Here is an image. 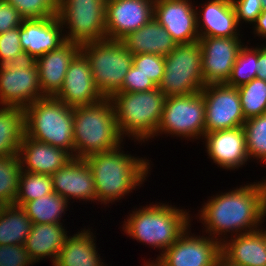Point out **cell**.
I'll use <instances>...</instances> for the list:
<instances>
[{
    "instance_id": "6da1fadb",
    "label": "cell",
    "mask_w": 266,
    "mask_h": 266,
    "mask_svg": "<svg viewBox=\"0 0 266 266\" xmlns=\"http://www.w3.org/2000/svg\"><path fill=\"white\" fill-rule=\"evenodd\" d=\"M204 205L199 219L211 238L223 243L219 235L227 232L239 235L256 231L266 216V180L219 194Z\"/></svg>"
},
{
    "instance_id": "7a4b0ae2",
    "label": "cell",
    "mask_w": 266,
    "mask_h": 266,
    "mask_svg": "<svg viewBox=\"0 0 266 266\" xmlns=\"http://www.w3.org/2000/svg\"><path fill=\"white\" fill-rule=\"evenodd\" d=\"M121 151L120 145L112 151L94 153L84 158L91 169L97 201L101 204L124 198L136 186L143 184L149 172V160L134 158Z\"/></svg>"
},
{
    "instance_id": "3957f363",
    "label": "cell",
    "mask_w": 266,
    "mask_h": 266,
    "mask_svg": "<svg viewBox=\"0 0 266 266\" xmlns=\"http://www.w3.org/2000/svg\"><path fill=\"white\" fill-rule=\"evenodd\" d=\"M74 157L109 152L120 146V136L113 105L109 98L73 108Z\"/></svg>"
},
{
    "instance_id": "277c9868",
    "label": "cell",
    "mask_w": 266,
    "mask_h": 266,
    "mask_svg": "<svg viewBox=\"0 0 266 266\" xmlns=\"http://www.w3.org/2000/svg\"><path fill=\"white\" fill-rule=\"evenodd\" d=\"M120 136L145 142L157 136L166 96L158 88L143 92H117L110 98Z\"/></svg>"
},
{
    "instance_id": "5b68a950",
    "label": "cell",
    "mask_w": 266,
    "mask_h": 266,
    "mask_svg": "<svg viewBox=\"0 0 266 266\" xmlns=\"http://www.w3.org/2000/svg\"><path fill=\"white\" fill-rule=\"evenodd\" d=\"M132 213L124 221L125 233L139 242L161 249L160 255L191 225L186 210L164 203L146 205Z\"/></svg>"
},
{
    "instance_id": "8992f818",
    "label": "cell",
    "mask_w": 266,
    "mask_h": 266,
    "mask_svg": "<svg viewBox=\"0 0 266 266\" xmlns=\"http://www.w3.org/2000/svg\"><path fill=\"white\" fill-rule=\"evenodd\" d=\"M24 111L28 137L63 148L74 157L73 108L55 96H44Z\"/></svg>"
},
{
    "instance_id": "52a82bcc",
    "label": "cell",
    "mask_w": 266,
    "mask_h": 266,
    "mask_svg": "<svg viewBox=\"0 0 266 266\" xmlns=\"http://www.w3.org/2000/svg\"><path fill=\"white\" fill-rule=\"evenodd\" d=\"M89 61L92 77L104 98H110L123 85L124 78L133 65V54L122 41L101 40L81 46Z\"/></svg>"
},
{
    "instance_id": "ba28073f",
    "label": "cell",
    "mask_w": 266,
    "mask_h": 266,
    "mask_svg": "<svg viewBox=\"0 0 266 266\" xmlns=\"http://www.w3.org/2000/svg\"><path fill=\"white\" fill-rule=\"evenodd\" d=\"M164 59V74L157 88L166 97L201 92L205 85L199 41L176 45Z\"/></svg>"
},
{
    "instance_id": "9c48e42d",
    "label": "cell",
    "mask_w": 266,
    "mask_h": 266,
    "mask_svg": "<svg viewBox=\"0 0 266 266\" xmlns=\"http://www.w3.org/2000/svg\"><path fill=\"white\" fill-rule=\"evenodd\" d=\"M106 0H59L57 16L67 25L65 39L77 45L106 40Z\"/></svg>"
},
{
    "instance_id": "30bf717a",
    "label": "cell",
    "mask_w": 266,
    "mask_h": 266,
    "mask_svg": "<svg viewBox=\"0 0 266 266\" xmlns=\"http://www.w3.org/2000/svg\"><path fill=\"white\" fill-rule=\"evenodd\" d=\"M158 133L183 138L205 135V99L202 92L185 96L166 97Z\"/></svg>"
},
{
    "instance_id": "8fae6325",
    "label": "cell",
    "mask_w": 266,
    "mask_h": 266,
    "mask_svg": "<svg viewBox=\"0 0 266 266\" xmlns=\"http://www.w3.org/2000/svg\"><path fill=\"white\" fill-rule=\"evenodd\" d=\"M42 97L34 60L25 59L0 66V105L25 109Z\"/></svg>"
},
{
    "instance_id": "7c38bea8",
    "label": "cell",
    "mask_w": 266,
    "mask_h": 266,
    "mask_svg": "<svg viewBox=\"0 0 266 266\" xmlns=\"http://www.w3.org/2000/svg\"><path fill=\"white\" fill-rule=\"evenodd\" d=\"M205 133L243 127L246 121L237 87L223 84L205 85Z\"/></svg>"
},
{
    "instance_id": "4fadbf2b",
    "label": "cell",
    "mask_w": 266,
    "mask_h": 266,
    "mask_svg": "<svg viewBox=\"0 0 266 266\" xmlns=\"http://www.w3.org/2000/svg\"><path fill=\"white\" fill-rule=\"evenodd\" d=\"M188 231L187 228L155 262H151L157 266H215L221 257L222 242L210 236H189Z\"/></svg>"
},
{
    "instance_id": "5bb4252c",
    "label": "cell",
    "mask_w": 266,
    "mask_h": 266,
    "mask_svg": "<svg viewBox=\"0 0 266 266\" xmlns=\"http://www.w3.org/2000/svg\"><path fill=\"white\" fill-rule=\"evenodd\" d=\"M204 85L226 83L243 43L239 37H201ZM242 43V44H241Z\"/></svg>"
},
{
    "instance_id": "9a60e30c",
    "label": "cell",
    "mask_w": 266,
    "mask_h": 266,
    "mask_svg": "<svg viewBox=\"0 0 266 266\" xmlns=\"http://www.w3.org/2000/svg\"><path fill=\"white\" fill-rule=\"evenodd\" d=\"M153 15L154 0H106V38L121 41Z\"/></svg>"
},
{
    "instance_id": "2e32d148",
    "label": "cell",
    "mask_w": 266,
    "mask_h": 266,
    "mask_svg": "<svg viewBox=\"0 0 266 266\" xmlns=\"http://www.w3.org/2000/svg\"><path fill=\"white\" fill-rule=\"evenodd\" d=\"M190 0H154L153 17L177 44L199 41L197 9Z\"/></svg>"
},
{
    "instance_id": "e0dca14e",
    "label": "cell",
    "mask_w": 266,
    "mask_h": 266,
    "mask_svg": "<svg viewBox=\"0 0 266 266\" xmlns=\"http://www.w3.org/2000/svg\"><path fill=\"white\" fill-rule=\"evenodd\" d=\"M55 97L71 108L97 103L104 98L95 85L89 61L81 51L71 61L63 86Z\"/></svg>"
},
{
    "instance_id": "ac0fdd59",
    "label": "cell",
    "mask_w": 266,
    "mask_h": 266,
    "mask_svg": "<svg viewBox=\"0 0 266 266\" xmlns=\"http://www.w3.org/2000/svg\"><path fill=\"white\" fill-rule=\"evenodd\" d=\"M63 25L58 16L40 19H23L20 26V43L27 59L36 60L60 45L65 39Z\"/></svg>"
},
{
    "instance_id": "d6986e66",
    "label": "cell",
    "mask_w": 266,
    "mask_h": 266,
    "mask_svg": "<svg viewBox=\"0 0 266 266\" xmlns=\"http://www.w3.org/2000/svg\"><path fill=\"white\" fill-rule=\"evenodd\" d=\"M53 190L67 201L72 198L97 200L95 182L85 159L73 157L51 175Z\"/></svg>"
},
{
    "instance_id": "ffe728a7",
    "label": "cell",
    "mask_w": 266,
    "mask_h": 266,
    "mask_svg": "<svg viewBox=\"0 0 266 266\" xmlns=\"http://www.w3.org/2000/svg\"><path fill=\"white\" fill-rule=\"evenodd\" d=\"M203 137L209 157L220 167L235 170L249 160L243 127L213 131Z\"/></svg>"
},
{
    "instance_id": "44dd1931",
    "label": "cell",
    "mask_w": 266,
    "mask_h": 266,
    "mask_svg": "<svg viewBox=\"0 0 266 266\" xmlns=\"http://www.w3.org/2000/svg\"><path fill=\"white\" fill-rule=\"evenodd\" d=\"M81 46L65 41L58 48L38 57L39 84L44 96H55L62 88L67 69Z\"/></svg>"
},
{
    "instance_id": "7402d4cb",
    "label": "cell",
    "mask_w": 266,
    "mask_h": 266,
    "mask_svg": "<svg viewBox=\"0 0 266 266\" xmlns=\"http://www.w3.org/2000/svg\"><path fill=\"white\" fill-rule=\"evenodd\" d=\"M18 157L22 171L46 175H52L73 158L63 148L36 141L26 134L20 143Z\"/></svg>"
},
{
    "instance_id": "603a6c76",
    "label": "cell",
    "mask_w": 266,
    "mask_h": 266,
    "mask_svg": "<svg viewBox=\"0 0 266 266\" xmlns=\"http://www.w3.org/2000/svg\"><path fill=\"white\" fill-rule=\"evenodd\" d=\"M199 13L197 12L199 38L239 37L237 16L232 0H211L203 6L202 14Z\"/></svg>"
},
{
    "instance_id": "cb8c5ba5",
    "label": "cell",
    "mask_w": 266,
    "mask_h": 266,
    "mask_svg": "<svg viewBox=\"0 0 266 266\" xmlns=\"http://www.w3.org/2000/svg\"><path fill=\"white\" fill-rule=\"evenodd\" d=\"M221 243V256L234 266H266L263 228L239 235L233 234ZM225 242V243H224Z\"/></svg>"
},
{
    "instance_id": "d4e9b609",
    "label": "cell",
    "mask_w": 266,
    "mask_h": 266,
    "mask_svg": "<svg viewBox=\"0 0 266 266\" xmlns=\"http://www.w3.org/2000/svg\"><path fill=\"white\" fill-rule=\"evenodd\" d=\"M121 41L133 55L151 53L165 57L177 45L154 17L138 30L129 33Z\"/></svg>"
},
{
    "instance_id": "484cf974",
    "label": "cell",
    "mask_w": 266,
    "mask_h": 266,
    "mask_svg": "<svg viewBox=\"0 0 266 266\" xmlns=\"http://www.w3.org/2000/svg\"><path fill=\"white\" fill-rule=\"evenodd\" d=\"M67 237L62 224H33L24 247L34 263L48 256L54 264Z\"/></svg>"
},
{
    "instance_id": "4316f807",
    "label": "cell",
    "mask_w": 266,
    "mask_h": 266,
    "mask_svg": "<svg viewBox=\"0 0 266 266\" xmlns=\"http://www.w3.org/2000/svg\"><path fill=\"white\" fill-rule=\"evenodd\" d=\"M84 230L68 236L53 266H104L96 251L93 233ZM99 256V257H98Z\"/></svg>"
},
{
    "instance_id": "83f0119b",
    "label": "cell",
    "mask_w": 266,
    "mask_h": 266,
    "mask_svg": "<svg viewBox=\"0 0 266 266\" xmlns=\"http://www.w3.org/2000/svg\"><path fill=\"white\" fill-rule=\"evenodd\" d=\"M0 108V156L18 154L25 135V111L23 108Z\"/></svg>"
},
{
    "instance_id": "f1b7e54d",
    "label": "cell",
    "mask_w": 266,
    "mask_h": 266,
    "mask_svg": "<svg viewBox=\"0 0 266 266\" xmlns=\"http://www.w3.org/2000/svg\"><path fill=\"white\" fill-rule=\"evenodd\" d=\"M32 226L21 206L7 205L0 214V245H24Z\"/></svg>"
},
{
    "instance_id": "f546056e",
    "label": "cell",
    "mask_w": 266,
    "mask_h": 266,
    "mask_svg": "<svg viewBox=\"0 0 266 266\" xmlns=\"http://www.w3.org/2000/svg\"><path fill=\"white\" fill-rule=\"evenodd\" d=\"M68 202L59 194L52 192L36 200L26 202L22 208L33 224H62L60 219L62 213L68 208Z\"/></svg>"
},
{
    "instance_id": "4dcf8cb0",
    "label": "cell",
    "mask_w": 266,
    "mask_h": 266,
    "mask_svg": "<svg viewBox=\"0 0 266 266\" xmlns=\"http://www.w3.org/2000/svg\"><path fill=\"white\" fill-rule=\"evenodd\" d=\"M21 172L18 154L0 156V199L7 205L15 203Z\"/></svg>"
},
{
    "instance_id": "1f68e13d",
    "label": "cell",
    "mask_w": 266,
    "mask_h": 266,
    "mask_svg": "<svg viewBox=\"0 0 266 266\" xmlns=\"http://www.w3.org/2000/svg\"><path fill=\"white\" fill-rule=\"evenodd\" d=\"M242 113L250 119L266 113V82L254 78L238 87Z\"/></svg>"
},
{
    "instance_id": "d6a6232c",
    "label": "cell",
    "mask_w": 266,
    "mask_h": 266,
    "mask_svg": "<svg viewBox=\"0 0 266 266\" xmlns=\"http://www.w3.org/2000/svg\"><path fill=\"white\" fill-rule=\"evenodd\" d=\"M54 192L51 175L22 171L15 205L23 206L26 202Z\"/></svg>"
},
{
    "instance_id": "836d02e7",
    "label": "cell",
    "mask_w": 266,
    "mask_h": 266,
    "mask_svg": "<svg viewBox=\"0 0 266 266\" xmlns=\"http://www.w3.org/2000/svg\"><path fill=\"white\" fill-rule=\"evenodd\" d=\"M243 128L246 136V149L251 157L266 162V113L247 119Z\"/></svg>"
},
{
    "instance_id": "e575fe53",
    "label": "cell",
    "mask_w": 266,
    "mask_h": 266,
    "mask_svg": "<svg viewBox=\"0 0 266 266\" xmlns=\"http://www.w3.org/2000/svg\"><path fill=\"white\" fill-rule=\"evenodd\" d=\"M257 67L258 47L254 49L243 45L226 84L238 88L239 86L250 82L257 76Z\"/></svg>"
},
{
    "instance_id": "d590c367",
    "label": "cell",
    "mask_w": 266,
    "mask_h": 266,
    "mask_svg": "<svg viewBox=\"0 0 266 266\" xmlns=\"http://www.w3.org/2000/svg\"><path fill=\"white\" fill-rule=\"evenodd\" d=\"M12 4L23 19L57 16L59 0H4Z\"/></svg>"
},
{
    "instance_id": "8d00e7d4",
    "label": "cell",
    "mask_w": 266,
    "mask_h": 266,
    "mask_svg": "<svg viewBox=\"0 0 266 266\" xmlns=\"http://www.w3.org/2000/svg\"><path fill=\"white\" fill-rule=\"evenodd\" d=\"M26 55L20 43V27L0 35V66L25 60Z\"/></svg>"
},
{
    "instance_id": "74e56055",
    "label": "cell",
    "mask_w": 266,
    "mask_h": 266,
    "mask_svg": "<svg viewBox=\"0 0 266 266\" xmlns=\"http://www.w3.org/2000/svg\"><path fill=\"white\" fill-rule=\"evenodd\" d=\"M164 56L144 53L133 55V66L158 85L164 74Z\"/></svg>"
},
{
    "instance_id": "f35d334b",
    "label": "cell",
    "mask_w": 266,
    "mask_h": 266,
    "mask_svg": "<svg viewBox=\"0 0 266 266\" xmlns=\"http://www.w3.org/2000/svg\"><path fill=\"white\" fill-rule=\"evenodd\" d=\"M33 263L24 245H0V266H28Z\"/></svg>"
},
{
    "instance_id": "ab89813d",
    "label": "cell",
    "mask_w": 266,
    "mask_h": 266,
    "mask_svg": "<svg viewBox=\"0 0 266 266\" xmlns=\"http://www.w3.org/2000/svg\"><path fill=\"white\" fill-rule=\"evenodd\" d=\"M157 88L153 80L143 75L139 70L132 65L126 77L124 78L123 85L118 92H143Z\"/></svg>"
},
{
    "instance_id": "60d3db41",
    "label": "cell",
    "mask_w": 266,
    "mask_h": 266,
    "mask_svg": "<svg viewBox=\"0 0 266 266\" xmlns=\"http://www.w3.org/2000/svg\"><path fill=\"white\" fill-rule=\"evenodd\" d=\"M238 25L240 21L254 23L263 10L261 0H232Z\"/></svg>"
},
{
    "instance_id": "b9f144b4",
    "label": "cell",
    "mask_w": 266,
    "mask_h": 266,
    "mask_svg": "<svg viewBox=\"0 0 266 266\" xmlns=\"http://www.w3.org/2000/svg\"><path fill=\"white\" fill-rule=\"evenodd\" d=\"M22 20L23 18L12 4L0 0V35L8 30L20 27Z\"/></svg>"
},
{
    "instance_id": "7bdbcfd3",
    "label": "cell",
    "mask_w": 266,
    "mask_h": 266,
    "mask_svg": "<svg viewBox=\"0 0 266 266\" xmlns=\"http://www.w3.org/2000/svg\"><path fill=\"white\" fill-rule=\"evenodd\" d=\"M258 48V67L256 78L262 79L266 82V46L262 45Z\"/></svg>"
},
{
    "instance_id": "ee69618b",
    "label": "cell",
    "mask_w": 266,
    "mask_h": 266,
    "mask_svg": "<svg viewBox=\"0 0 266 266\" xmlns=\"http://www.w3.org/2000/svg\"><path fill=\"white\" fill-rule=\"evenodd\" d=\"M254 24H256L254 28V32L256 33L254 34L265 37L266 39V9L262 10L260 15L256 18V21L254 22Z\"/></svg>"
},
{
    "instance_id": "f6af8a7d",
    "label": "cell",
    "mask_w": 266,
    "mask_h": 266,
    "mask_svg": "<svg viewBox=\"0 0 266 266\" xmlns=\"http://www.w3.org/2000/svg\"><path fill=\"white\" fill-rule=\"evenodd\" d=\"M215 266H234L230 264L227 260H225L222 256L218 259Z\"/></svg>"
},
{
    "instance_id": "bcb514c9",
    "label": "cell",
    "mask_w": 266,
    "mask_h": 266,
    "mask_svg": "<svg viewBox=\"0 0 266 266\" xmlns=\"http://www.w3.org/2000/svg\"><path fill=\"white\" fill-rule=\"evenodd\" d=\"M6 206L7 204L3 200L0 199V214L3 212Z\"/></svg>"
},
{
    "instance_id": "7dc6e473",
    "label": "cell",
    "mask_w": 266,
    "mask_h": 266,
    "mask_svg": "<svg viewBox=\"0 0 266 266\" xmlns=\"http://www.w3.org/2000/svg\"><path fill=\"white\" fill-rule=\"evenodd\" d=\"M145 266H157L156 264H154L153 262H145Z\"/></svg>"
},
{
    "instance_id": "c3c4849f",
    "label": "cell",
    "mask_w": 266,
    "mask_h": 266,
    "mask_svg": "<svg viewBox=\"0 0 266 266\" xmlns=\"http://www.w3.org/2000/svg\"><path fill=\"white\" fill-rule=\"evenodd\" d=\"M263 238H264V243H265V246H266V229H265V231L263 229Z\"/></svg>"
},
{
    "instance_id": "681fc988",
    "label": "cell",
    "mask_w": 266,
    "mask_h": 266,
    "mask_svg": "<svg viewBox=\"0 0 266 266\" xmlns=\"http://www.w3.org/2000/svg\"><path fill=\"white\" fill-rule=\"evenodd\" d=\"M263 9H266V0H261Z\"/></svg>"
}]
</instances>
